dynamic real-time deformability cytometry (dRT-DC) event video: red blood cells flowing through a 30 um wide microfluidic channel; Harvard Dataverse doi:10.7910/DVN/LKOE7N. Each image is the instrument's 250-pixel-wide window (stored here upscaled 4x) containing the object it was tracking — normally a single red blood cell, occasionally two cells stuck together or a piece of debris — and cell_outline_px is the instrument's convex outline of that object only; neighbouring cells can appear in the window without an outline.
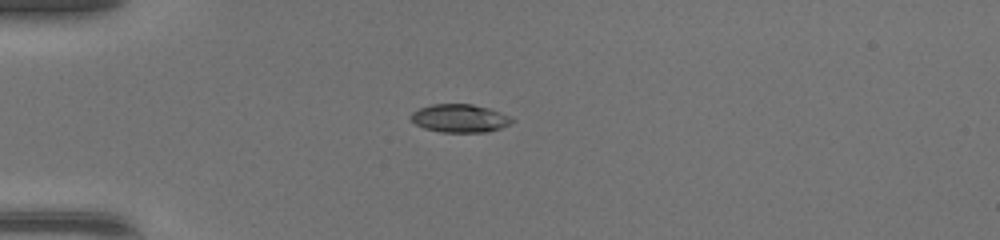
{"species": "common noctule bat (a hibernating species)", "species_latin": "Nyctalus noctula", "temperature_condition": "warm", "stored_images_in_passage": 35, "camera_frame_rate_fps": 3000, "um_per_image_px": 0.085, "animal": {"sex": "female", "body_mass_g": 17.0, "forearm_length_mm": 48.0}, "frame": {"image": 1, "passage_image": 1, "time_ms": 0.0, "image_size_px": [1000, 240], "cell_outline_px": [[516, 120], [500, 128], [488, 132], [440, 132], [424, 128], [416, 124], [408, 116], [412, 112], [420, 108], [432, 104], [472, 104], [488, 108], [500, 112]], "centroid_in_image_um": [39.06, 10.05], "position_along_channel_um": 45.9, "area_um2": 16.53}}
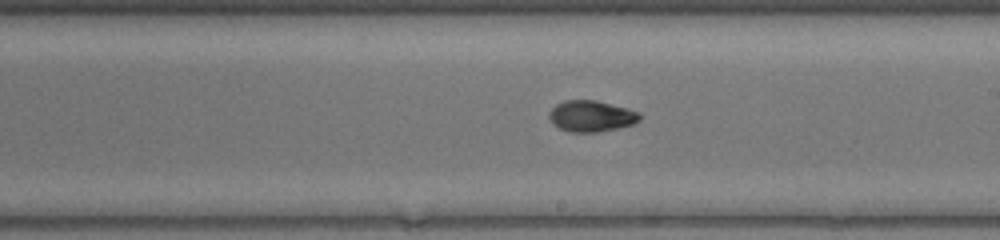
{"frame": {"image": 2, "passage_image": 16, "time_ms": 5.0, "image_size_px": [1000, 240], "cell_outline_px": [[640, 120], [632, 124], [616, 128], [596, 132], [568, 132], [552, 124], [548, 116], [548, 112], [556, 104], [564, 100], [596, 100], [628, 108], [640, 112]], "centroid_in_image_um": [50.23, 9.86], "position_along_channel_um": 238.8, "area_um2": 16.53}}
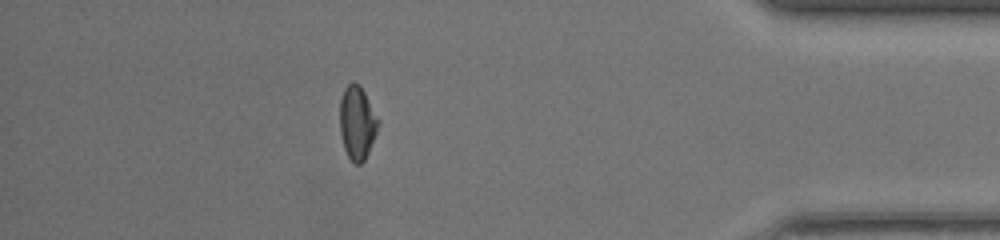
{"frame": {"image": 3, "passage_image": 30, "time_ms": 9.667, "image_size_px": [1000, 240], "cell_outline_px": [[380, 124], [368, 152], [364, 160], [360, 164], [356, 164], [348, 156], [344, 148], [340, 132], [340, 100], [344, 88], [352, 80], [360, 84], [380, 120]], "centroid_in_image_um": [30.37, 10.39], "position_along_channel_um": 404.8, "area_um2": 16.53}, "authors_computed_cell_mechanics": {"area_um2": 16.3574, "velocity_mm_per_s": 4.4071, "shape_relaxation_time_tau1_ms": 2.8304, "shape_relaxation_time_tau2_ms": 2.9692, "deformation_change_tau1": 0.1628, "deformation_change_tau2": 0.0689}}